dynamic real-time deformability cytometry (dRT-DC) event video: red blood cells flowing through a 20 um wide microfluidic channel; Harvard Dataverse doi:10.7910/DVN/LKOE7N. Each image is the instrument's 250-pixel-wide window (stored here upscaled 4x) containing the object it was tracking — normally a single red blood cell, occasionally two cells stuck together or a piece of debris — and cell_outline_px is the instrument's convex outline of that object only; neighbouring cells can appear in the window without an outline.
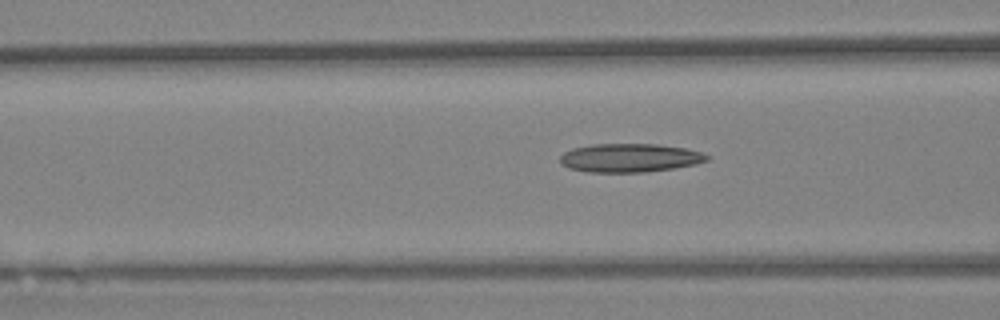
{"species": "Egyptian fruit bat (a non-hibernating species)", "species_latin": "Rousettus aegyptiacus", "temperature_condition": "warm", "stored_images_in_passage": 22, "camera_frame_rate_fps": 3000, "um_per_image_px": 0.085, "animal": {"sex": "female"}, "frame": {"image": 1, "passage_image": 13, "time_ms": 4.0, "image_size_px": [1000, 320], "cell_outline_px": [[708, 160], [696, 164], [672, 168], [644, 172], [588, 172], [568, 168], [560, 164], [560, 156], [564, 152], [572, 148], [592, 144], [656, 144], [684, 148], [704, 152], [708, 156]], "centroid_in_image_um": [53.5, 13.41], "position_along_channel_um": 113.1, "area_um2": 24.51}}